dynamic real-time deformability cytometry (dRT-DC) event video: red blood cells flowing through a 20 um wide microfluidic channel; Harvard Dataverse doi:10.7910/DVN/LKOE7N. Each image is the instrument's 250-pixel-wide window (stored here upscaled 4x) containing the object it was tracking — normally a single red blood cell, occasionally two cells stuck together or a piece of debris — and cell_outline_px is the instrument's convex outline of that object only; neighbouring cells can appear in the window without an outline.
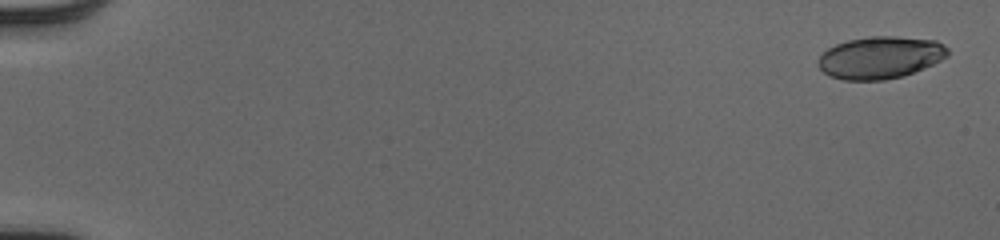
{"species": "human", "species_latin": "Homo sapiens", "temperature_condition": "cold", "stored_images_in_passage": 53, "camera_frame_rate_fps": 3000, "um_per_image_px": 0.085, "donor": {"sex": "male"}, "frame": {"image": 1, "passage_image": 2, "time_ms": 0.333, "image_size_px": [1000, 240], "cell_outline_px": [[948, 56], [924, 68], [904, 76], [884, 80], [844, 80], [828, 76], [816, 64], [816, 60], [828, 48], [836, 44], [848, 40], [872, 36], [896, 36], [936, 40], [944, 44], [948, 48]], "centroid_in_image_um": [74.81, 4.89], "position_along_channel_um": 10.2, "area_um2": 32.08}}
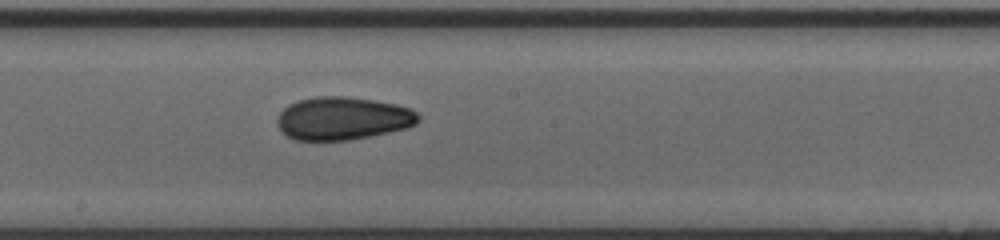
{"frame": {"image": 2, "passage_image": 31, "time_ms": 10.0, "image_size_px": [1000, 240], "cell_outline_px": [[420, 120], [416, 124], [408, 128], [348, 140], [296, 140], [288, 136], [280, 128], [276, 120], [280, 112], [288, 104], [300, 100], [316, 96], [344, 96], [372, 100], [396, 104], [412, 108], [420, 116]], "centroid_in_image_um": [29.16, 10.05], "position_along_channel_um": 219.0, "area_um2": 35.26}}
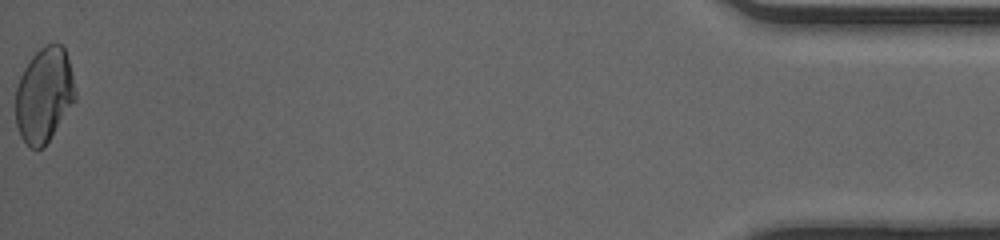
{"frame": {"image": 3, "passage_image": 53, "time_ms": 17.333, "image_size_px": [1000, 240], "cell_outline_px": [[76, 100], [44, 148], [28, 148], [20, 136], [16, 124], [16, 88], [20, 76], [24, 68], [32, 56], [40, 48], [48, 44], [60, 44], [64, 48], [68, 60], [76, 92]], "centroid_in_image_um": [3.74, 8.11], "position_along_channel_um": 431.5, "area_um2": 32.95}, "authors_computed_cell_mechanics": {"area_um2": 33.1194, "velocity_mm_per_s": 4.0733, "shape_relaxation_time_tau1_ms": null, "shape_relaxation_time_tau2_ms": 2.6096, "deformation_change_tau1": null, "deformation_change_tau2": 0.0773}}